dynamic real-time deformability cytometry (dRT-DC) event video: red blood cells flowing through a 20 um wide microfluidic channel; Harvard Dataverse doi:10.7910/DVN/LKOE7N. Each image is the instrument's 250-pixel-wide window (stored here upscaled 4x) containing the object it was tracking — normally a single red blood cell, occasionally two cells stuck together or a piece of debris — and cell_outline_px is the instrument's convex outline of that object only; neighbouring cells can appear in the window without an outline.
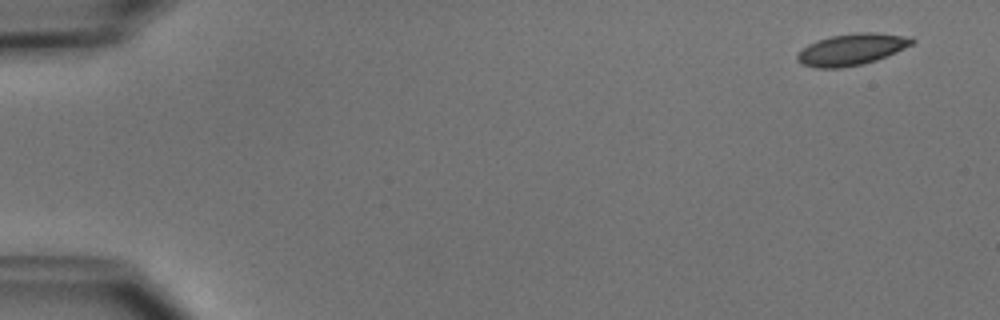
{"species": "common noctule bat (a hibernating species)", "species_latin": "Nyctalus noctula", "temperature_condition": "cold", "stored_images_in_passage": 4, "camera_frame_rate_fps": 3000, "um_per_image_px": 0.085, "animal": {"sex": "male", "body_mass_g": 15.6}, "frame": {"image": 1, "passage_image": 1, "time_ms": 0.0, "image_size_px": [1000, 320], "cell_outline_px": [[916, 40], [912, 44], [896, 52], [876, 60], [860, 64], [840, 68], [816, 68], [800, 64], [796, 60], [796, 56], [808, 44], [816, 40], [832, 36], [860, 32], [876, 32], [912, 36]], "centroid_in_image_um": [72.4, 4.19], "position_along_channel_um": 12.6, "area_um2": 21.1}}